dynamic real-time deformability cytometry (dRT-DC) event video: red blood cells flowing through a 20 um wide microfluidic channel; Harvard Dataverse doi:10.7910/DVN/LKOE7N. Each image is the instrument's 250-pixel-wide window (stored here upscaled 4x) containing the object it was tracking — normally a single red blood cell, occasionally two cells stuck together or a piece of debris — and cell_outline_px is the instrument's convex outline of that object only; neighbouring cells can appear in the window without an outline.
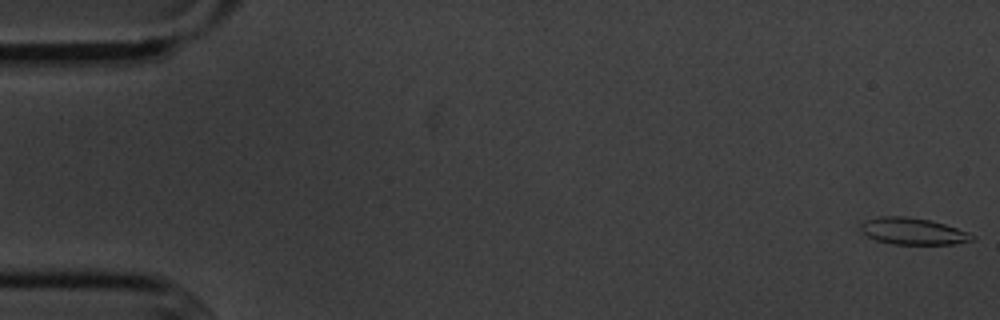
{"species": "common noctule bat (a hibernating species)", "species_latin": "Nyctalus noctula", "temperature_condition": "cold", "stored_images_in_passage": 5, "camera_frame_rate_fps": 3000, "um_per_image_px": 0.085, "animal": {"sex": "male", "body_mass_g": 20.1, "forearm_length_mm": 53.5}, "frame": {"image": 1, "passage_image": 1, "time_ms": 0.0, "image_size_px": [1000, 320], "cell_outline_px": [[976, 240], [952, 244], [892, 244], [876, 240], [868, 236], [860, 228], [860, 224], [864, 220], [876, 216], [904, 216], [928, 220], [944, 224], [968, 232], [976, 236]], "centroid_in_image_um": [77.6, 19.65], "position_along_channel_um": 7.4, "area_um2": 17.34}}